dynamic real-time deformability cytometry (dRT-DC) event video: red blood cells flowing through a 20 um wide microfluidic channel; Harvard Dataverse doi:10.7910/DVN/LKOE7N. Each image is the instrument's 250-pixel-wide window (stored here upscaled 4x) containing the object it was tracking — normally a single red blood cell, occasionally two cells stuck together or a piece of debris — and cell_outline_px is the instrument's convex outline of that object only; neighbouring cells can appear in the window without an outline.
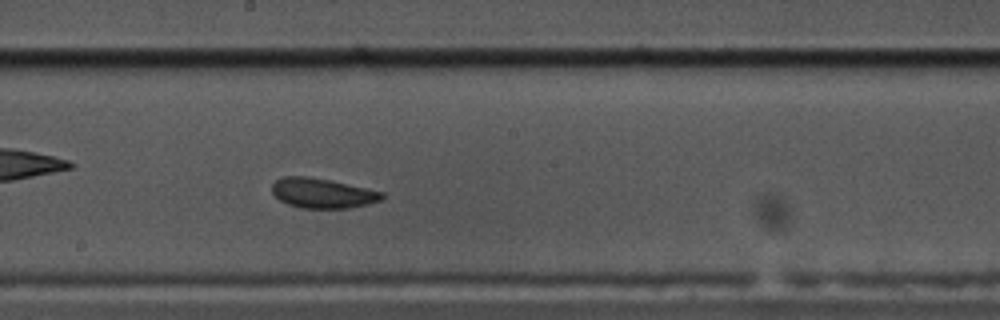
{"species": "common noctule bat (a hibernating species)", "species_latin": "Nyctalus noctula", "temperature_condition": "cold", "stored_images_in_passage": 44, "camera_frame_rate_fps": 3000, "um_per_image_px": 0.085, "animal": {"sex": "male", "body_mass_g": 17.5, "forearm_length_mm": 52.3}, "frame": {"image": 1, "passage_image": 26, "time_ms": 8.333, "image_size_px": [1000, 320], "cell_outline_px": [[384, 196], [380, 200], [368, 204], [348, 208], [300, 208], [288, 204], [280, 200], [272, 192], [272, 184], [276, 180], [284, 176], [308, 176], [328, 180], [384, 192]], "centroid_in_image_um": [27.38, 16.42], "position_along_channel_um": 220.8, "area_um2": 18.96}, "authors_computed_cell_mechanics": {"area_um2": 19.6231, "velocity_mm_per_s": 3.407, "shape_relaxation_time_tau1_ms": 8.8906, "shape_relaxation_time_tau2_ms": 2.9724, "deformation_change_tau1": 0.1297, "deformation_change_tau2": 0.0837}}